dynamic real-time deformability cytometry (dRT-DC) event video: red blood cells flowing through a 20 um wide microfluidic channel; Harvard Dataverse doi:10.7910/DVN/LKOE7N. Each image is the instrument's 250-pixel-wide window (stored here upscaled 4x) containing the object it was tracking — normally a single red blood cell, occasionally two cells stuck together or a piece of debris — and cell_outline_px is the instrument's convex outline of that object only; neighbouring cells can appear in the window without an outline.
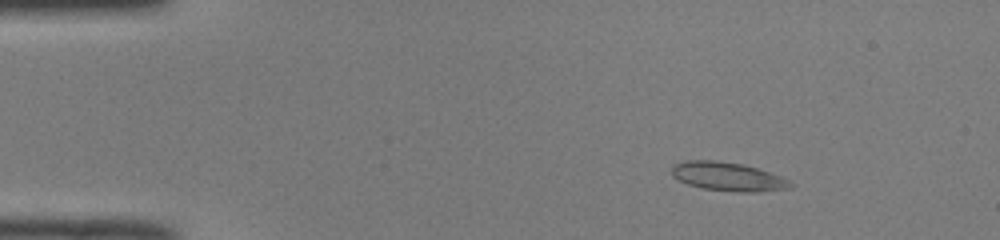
{"species": "common noctule bat (a hibernating species)", "species_latin": "Nyctalus noctula", "temperature_condition": "room temperature", "stored_images_in_passage": 13, "camera_frame_rate_fps": 3000, "um_per_image_px": 0.085, "animal": {"sex": "male", "body_mass_g": 19.0, "forearm_length_mm": 50.8}, "frame": {"image": 1, "passage_image": 6, "time_ms": 1.667, "image_size_px": [1000, 240], "cell_outline_px": [[796, 184], [792, 188], [752, 192], [740, 192], [704, 188], [688, 184], [672, 176], [672, 168], [676, 164], [684, 160], [716, 160], [744, 164], [780, 176]], "centroid_in_image_um": [61.89, 15.0], "position_along_channel_um": 23.1, "area_um2": 19.71}}